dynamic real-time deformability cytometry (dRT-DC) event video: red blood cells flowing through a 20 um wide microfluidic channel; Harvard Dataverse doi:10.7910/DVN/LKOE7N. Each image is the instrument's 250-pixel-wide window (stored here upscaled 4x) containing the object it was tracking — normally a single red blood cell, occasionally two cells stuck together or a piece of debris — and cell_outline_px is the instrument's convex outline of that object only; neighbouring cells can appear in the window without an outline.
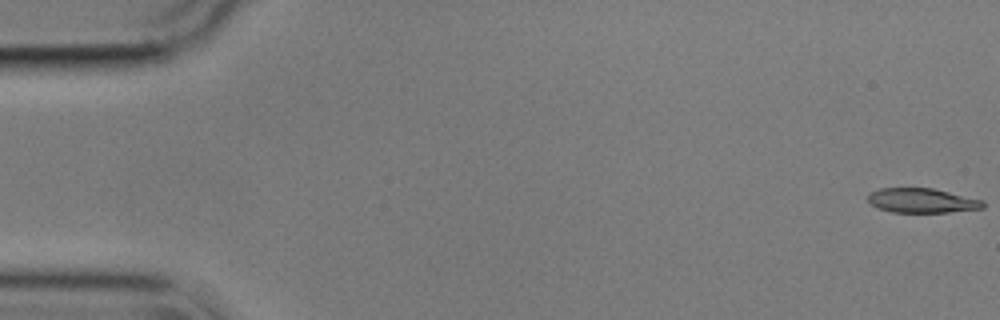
{"species": "common noctule bat (a hibernating species)", "species_latin": "Nyctalus noctula", "temperature_condition": "cold", "stored_images_in_passage": 36, "camera_frame_rate_fps": 3000, "um_per_image_px": 0.085, "animal": {"sex": "male", "body_mass_g": 17.9}, "frame": {"image": 1, "passage_image": 1, "time_ms": 0.0, "image_size_px": [1000, 320], "cell_outline_px": [[984, 208], [948, 212], [892, 212], [880, 208], [872, 204], [868, 200], [868, 196], [872, 192], [880, 188], [932, 188], [984, 200]], "centroid_in_image_um": [78.4, 17.04], "position_along_channel_um": 6.6, "area_um2": 16.24}}
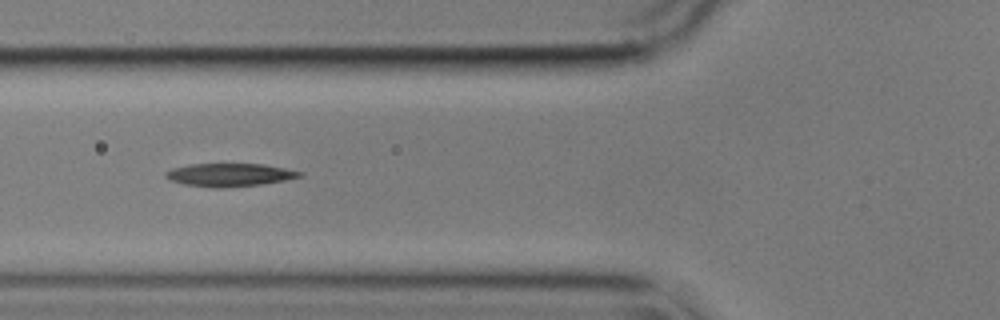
{"frame": {"image": 2, "passage_image": 21, "time_ms": 6.667, "image_size_px": [1000, 320], "cell_outline_px": [[304, 176], [284, 180], [260, 184], [224, 188], [212, 188], [184, 184], [168, 180], [164, 176], [164, 172], [172, 168], [192, 164], [264, 164], [304, 172]], "centroid_in_image_um": [19.49, 14.86], "position_along_channel_um": 106.3, "area_um2": 18.09}}
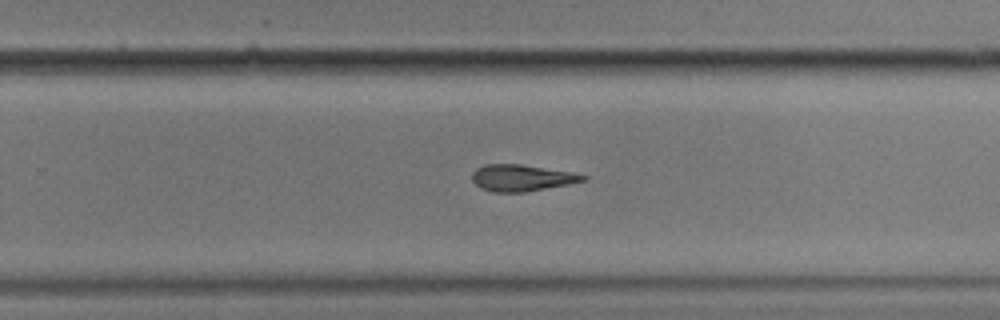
{"frame": {"image": 3, "passage_image": 36, "time_ms": 11.667, "image_size_px": [1000, 320], "cell_outline_px": [[588, 180], [568, 184], [524, 192], [492, 192], [480, 188], [472, 180], [472, 172], [476, 168], [484, 164], [520, 164], [572, 172], [588, 176]], "centroid_in_image_um": [44.32, 15.11], "position_along_channel_um": 285.5, "area_um2": 17.17}}